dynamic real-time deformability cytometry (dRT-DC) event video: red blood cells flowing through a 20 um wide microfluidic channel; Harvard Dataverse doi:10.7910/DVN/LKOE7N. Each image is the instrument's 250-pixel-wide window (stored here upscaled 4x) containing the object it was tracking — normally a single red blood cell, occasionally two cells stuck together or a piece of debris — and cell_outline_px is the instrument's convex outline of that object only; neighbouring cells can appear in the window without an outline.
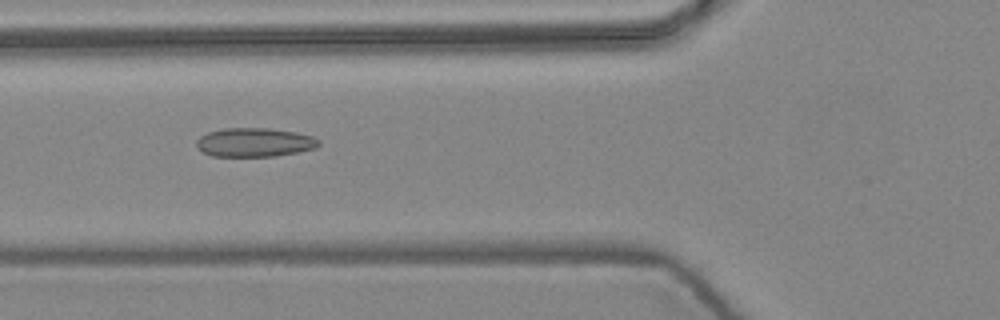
{"species": "common noctule bat (a hibernating species)", "species_latin": "Nyctalus noctula", "temperature_condition": "warm", "stored_images_in_passage": 8, "camera_frame_rate_fps": 3000, "um_per_image_px": 0.085, "animal": {"sex": "female", "body_mass_g": 24.6, "forearm_length_mm": 56.2}, "frame": {"image": 1, "passage_image": 6, "time_ms": 1.667, "image_size_px": [1000, 320], "cell_outline_px": [[320, 144], [316, 148], [276, 156], [212, 156], [204, 152], [196, 144], [196, 140], [200, 136], [208, 132], [224, 128], [268, 128], [296, 132], [312, 136], [320, 140]], "centroid_in_image_um": [21.65, 12.09], "position_along_channel_um": 104.1, "area_um2": 20.52}}
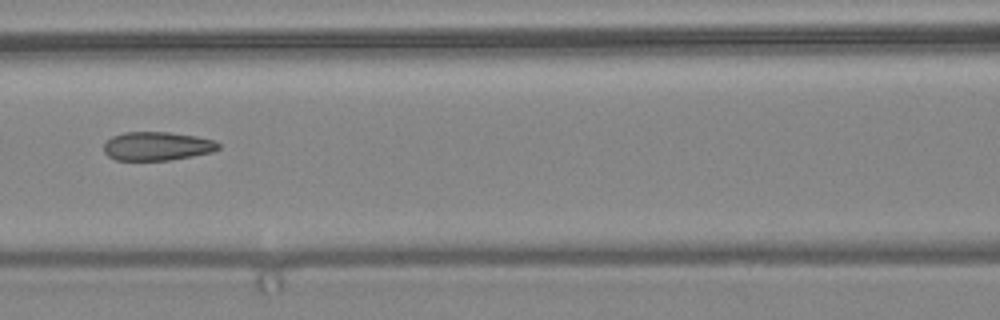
{"frame": {"image": 2, "passage_image": 7, "time_ms": 2.0, "image_size_px": [1000, 320], "cell_outline_px": [[220, 148], [212, 152], [192, 156], [168, 160], [116, 160], [108, 156], [104, 152], [104, 144], [112, 136], [124, 132], [168, 132], [196, 136], [216, 140], [220, 144]], "centroid_in_image_um": [13.37, 12.42], "position_along_channel_um": 153.2, "area_um2": 19.19}}
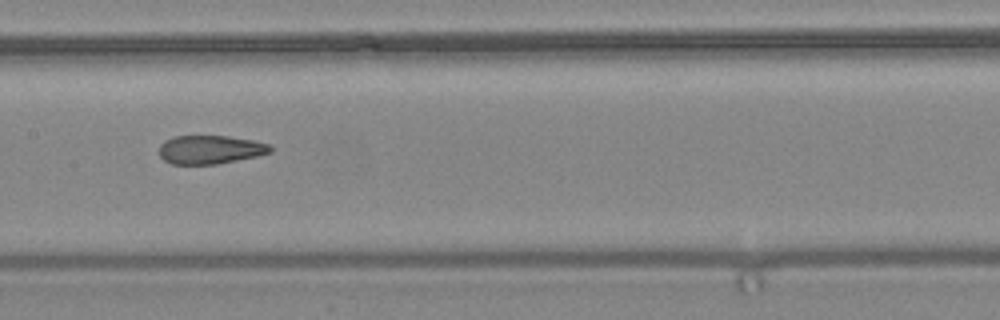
{"frame": {"image": 3, "passage_image": 8, "time_ms": 2.333, "image_size_px": [1000, 320], "cell_outline_px": [[272, 152], [256, 156], [216, 164], [172, 164], [164, 160], [160, 156], [160, 144], [164, 140], [172, 136], [228, 136], [252, 140], [268, 144], [272, 148]], "centroid_in_image_um": [17.84, 12.71], "position_along_channel_um": 189.6, "area_um2": 18.44}}